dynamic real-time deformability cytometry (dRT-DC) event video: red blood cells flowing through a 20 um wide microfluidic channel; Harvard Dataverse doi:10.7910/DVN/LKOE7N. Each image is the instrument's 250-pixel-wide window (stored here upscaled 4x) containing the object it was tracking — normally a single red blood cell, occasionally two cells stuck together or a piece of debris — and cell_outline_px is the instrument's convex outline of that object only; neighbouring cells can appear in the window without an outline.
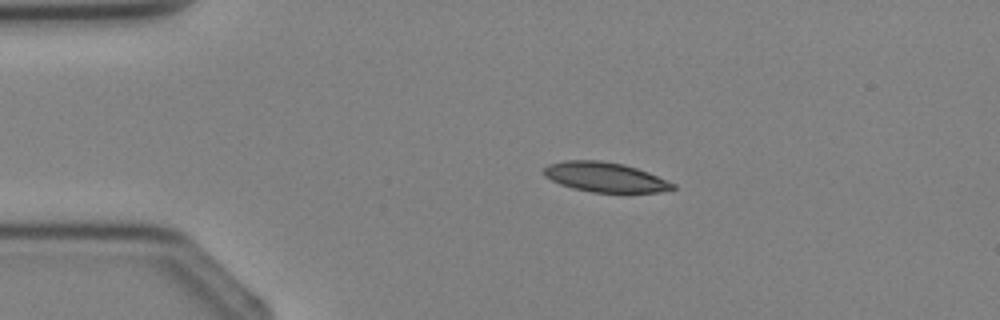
{"species": "Egyptian fruit bat (a non-hibernating species)", "species_latin": "Rousettus aegyptiacus", "temperature_condition": "cold", "stored_images_in_passage": 4, "camera_frame_rate_fps": 3000, "um_per_image_px": 0.085, "animal": {"sex": "female"}, "frame": {"image": 1, "passage_image": 3, "time_ms": 2.333, "image_size_px": [1000, 320], "cell_outline_px": [[676, 188], [660, 192], [592, 192], [572, 188], [560, 184], [544, 176], [544, 168], [548, 164], [564, 160], [600, 160], [624, 164], [648, 172], [676, 184]], "centroid_in_image_um": [51.42, 15.05], "position_along_channel_um": 33.6, "area_um2": 22.31}}